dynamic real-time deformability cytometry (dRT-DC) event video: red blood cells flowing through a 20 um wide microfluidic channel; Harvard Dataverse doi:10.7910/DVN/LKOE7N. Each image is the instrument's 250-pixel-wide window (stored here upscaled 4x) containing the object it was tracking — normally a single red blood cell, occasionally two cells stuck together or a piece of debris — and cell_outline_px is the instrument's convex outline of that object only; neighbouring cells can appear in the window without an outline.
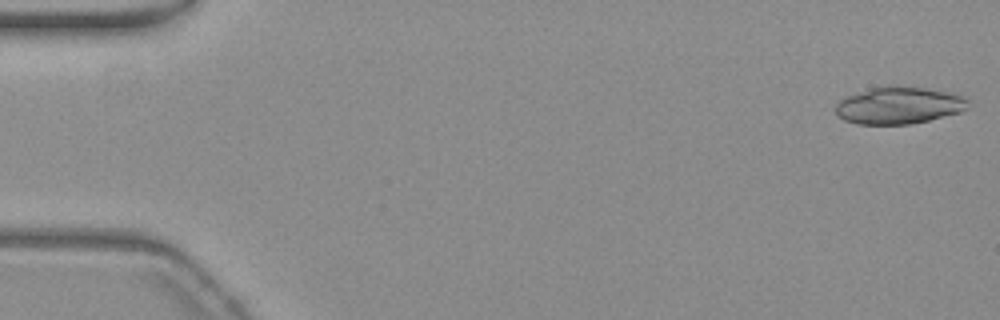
{"species": "common noctule bat (a hibernating species)", "species_latin": "Nyctalus noctula", "temperature_condition": "warm", "stored_images_in_passage": 55, "segment_of_instrument_passage": [1, 2], "camera_frame_rate_fps": 3000, "um_per_image_px": 0.085, "animal": {"sex": "female", "body_mass_g": 19.3, "forearm_length_mm": 54.1}, "frame": {"image": 1, "passage_image": 1, "time_ms": 0.0, "image_size_px": [1000, 320], "cell_outline_px": [[968, 108], [960, 112], [928, 120], [908, 124], [856, 124], [844, 120], [832, 108], [840, 100], [848, 96], [872, 88], [888, 84], [924, 88], [964, 96], [968, 100]], "centroid_in_image_um": [76.38, 8.95], "position_along_channel_um": 8.6, "area_um2": 28.5}}